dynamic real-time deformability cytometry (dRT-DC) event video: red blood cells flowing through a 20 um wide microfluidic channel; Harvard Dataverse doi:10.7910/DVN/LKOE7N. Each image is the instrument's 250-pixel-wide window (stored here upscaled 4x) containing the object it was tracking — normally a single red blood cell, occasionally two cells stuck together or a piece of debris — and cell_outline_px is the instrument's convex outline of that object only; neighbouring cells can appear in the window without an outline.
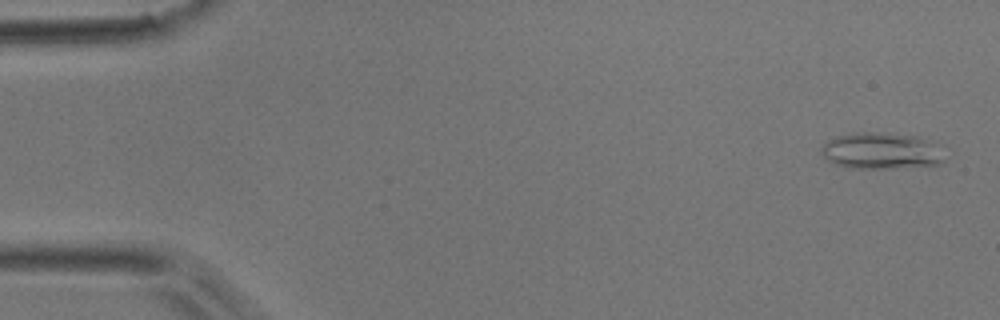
{"species": "common noctule bat (a hibernating species)", "species_latin": "Nyctalus noctula", "temperature_condition": "room temperature", "stored_images_in_passage": 11, "camera_frame_rate_fps": 3000, "um_per_image_px": 0.085, "animal": {"sex": "male", "body_mass_g": 17.9}, "frame": {"image": 1, "passage_image": 2, "time_ms": 0.333, "image_size_px": [1000, 320], "cell_outline_px": [[944, 164], [892, 168], [848, 168], [836, 164], [828, 160], [820, 152], [820, 148], [828, 140], [836, 136], [856, 132], [872, 132], [912, 136], [928, 140], [944, 160]], "centroid_in_image_um": [74.8, 12.84], "position_along_channel_um": 10.2, "area_um2": 25.61}}